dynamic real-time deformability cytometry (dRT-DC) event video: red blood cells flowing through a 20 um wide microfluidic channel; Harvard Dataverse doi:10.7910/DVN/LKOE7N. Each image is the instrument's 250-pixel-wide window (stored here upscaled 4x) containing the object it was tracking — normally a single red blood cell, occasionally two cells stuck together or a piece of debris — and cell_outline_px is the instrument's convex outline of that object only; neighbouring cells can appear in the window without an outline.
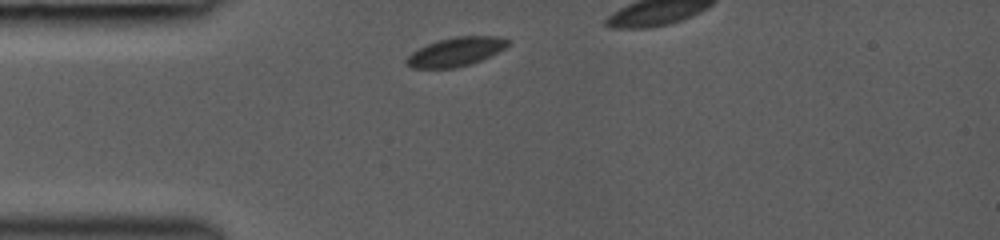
{"species": "common noctule bat (a hibernating species)", "species_latin": "Nyctalus noctula", "temperature_condition": "room temperature", "stored_images_in_passage": 6, "camera_frame_rate_fps": 3000, "um_per_image_px": 0.085, "animal": {"sex": "female", "body_mass_g": 19.0, "forearm_length_mm": 53.3}, "frame": {"image": 1, "passage_image": 1, "time_ms": 0.0, "image_size_px": [1000, 240], "cell_outline_px": [[512, 40], [504, 48], [480, 60], [456, 68], [412, 68], [404, 60], [412, 52], [436, 40], [456, 36], [500, 36]], "centroid_in_image_um": [38.74, 4.39], "position_along_channel_um": 46.3, "area_um2": 16.88}}
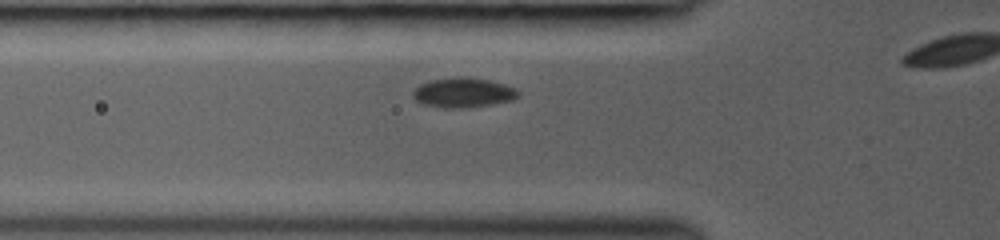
{"frame": {"image": 2, "passage_image": 3, "time_ms": 1.333, "image_size_px": [1000, 240], "cell_outline_px": [[520, 96], [512, 100], [492, 104], [464, 108], [444, 108], [424, 104], [416, 100], [412, 96], [412, 92], [420, 84], [432, 80], [456, 76], [468, 76], [488, 80], [504, 84], [516, 88], [520, 92]], "centroid_in_image_um": [39.39, 7.86], "position_along_channel_um": 86.4, "area_um2": 18.38}}
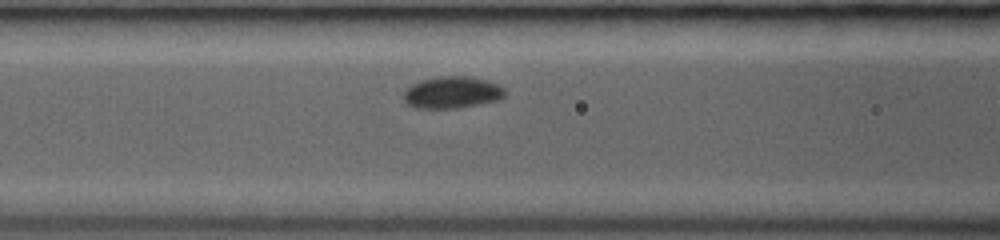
{"frame": {"image": 3, "passage_image": 5, "time_ms": 2.333, "image_size_px": [1000, 240], "cell_outline_px": [[504, 96], [496, 100], [456, 108], [416, 108], [408, 104], [404, 100], [404, 92], [412, 84], [420, 80], [440, 76], [472, 76], [488, 80], [504, 88]], "centroid_in_image_um": [38.41, 7.84], "position_along_channel_um": 128.2, "area_um2": 18.61}}